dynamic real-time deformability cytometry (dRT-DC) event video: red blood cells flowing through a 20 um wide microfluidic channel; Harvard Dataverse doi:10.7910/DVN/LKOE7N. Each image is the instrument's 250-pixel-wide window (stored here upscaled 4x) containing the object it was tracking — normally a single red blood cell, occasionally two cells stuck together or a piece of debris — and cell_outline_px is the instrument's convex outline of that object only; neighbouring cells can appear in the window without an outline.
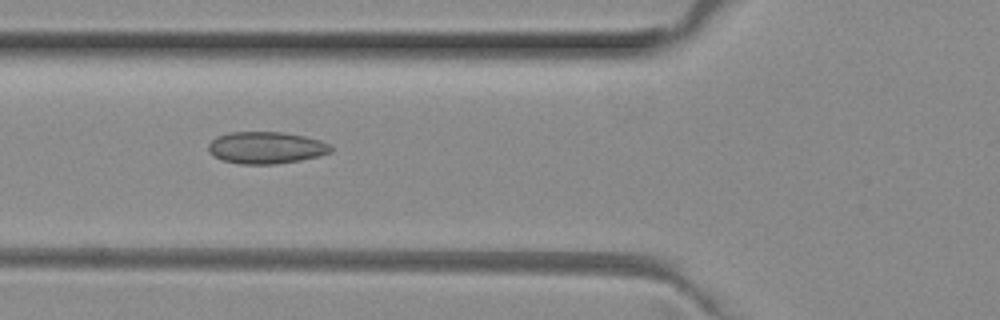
{"species": "common noctule bat (a hibernating species)", "species_latin": "Nyctalus noctula", "temperature_condition": "room temperature", "stored_images_in_passage": 6, "camera_frame_rate_fps": 3000, "um_per_image_px": 0.085, "animal": {"sex": "female", "body_mass_g": 29.2, "forearm_length_mm": 56.3}, "frame": {"image": 1, "passage_image": 5, "time_ms": 1.333, "image_size_px": [1000, 320], "cell_outline_px": [[332, 152], [320, 156], [300, 160], [276, 164], [240, 164], [224, 160], [212, 156], [208, 152], [208, 144], [216, 136], [228, 132], [280, 132], [304, 136], [320, 140], [328, 144], [332, 148]], "centroid_in_image_um": [22.59, 12.55], "position_along_channel_um": 103.2, "area_um2": 22.89}}
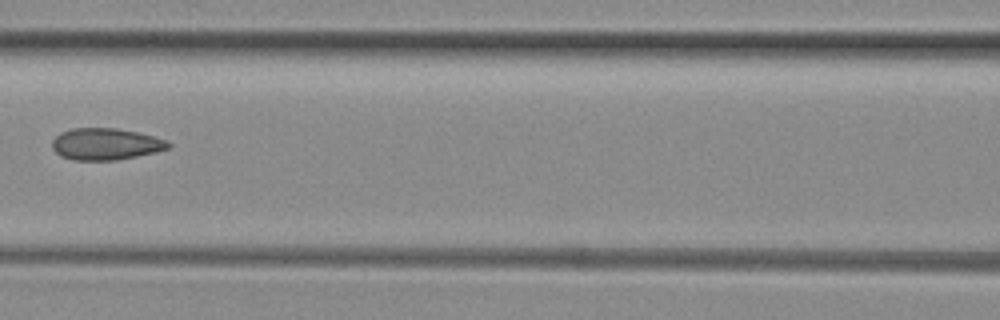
{"frame": {"image": 2, "passage_image": 6, "time_ms": 1.667, "image_size_px": [1000, 320], "cell_outline_px": [[172, 144], [168, 148], [156, 152], [116, 160], [72, 160], [60, 156], [52, 148], [52, 140], [60, 132], [72, 128], [116, 128], [136, 132], [168, 140]], "centroid_in_image_um": [8.96, 12.24], "position_along_channel_um": 157.6, "area_um2": 21.5}}